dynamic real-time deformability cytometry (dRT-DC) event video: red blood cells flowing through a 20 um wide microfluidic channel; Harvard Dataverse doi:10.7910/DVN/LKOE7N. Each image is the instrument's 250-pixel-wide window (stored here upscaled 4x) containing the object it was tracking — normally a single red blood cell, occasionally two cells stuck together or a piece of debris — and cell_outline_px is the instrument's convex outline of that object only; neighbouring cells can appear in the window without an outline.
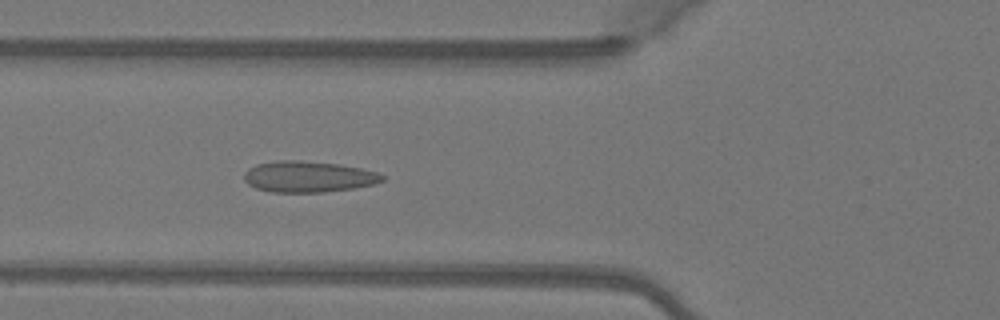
{"species": "Egyptian fruit bat (a non-hibernating species)", "species_latin": "Rousettus aegyptiacus", "temperature_condition": "warm", "stored_images_in_passage": 49, "camera_frame_rate_fps": 3000, "um_per_image_px": 0.085, "animal": {"sex": "female"}, "frame": {"image": 1, "passage_image": 18, "time_ms": 5.667, "image_size_px": [1000, 320], "cell_outline_px": [[384, 180], [372, 184], [352, 188], [324, 192], [272, 192], [256, 188], [248, 184], [244, 180], [244, 172], [248, 168], [256, 164], [280, 160], [300, 160], [340, 164], [360, 168], [376, 172], [384, 176]], "centroid_in_image_um": [26.17, 15.01], "position_along_channel_um": 99.6, "area_um2": 24.97}}
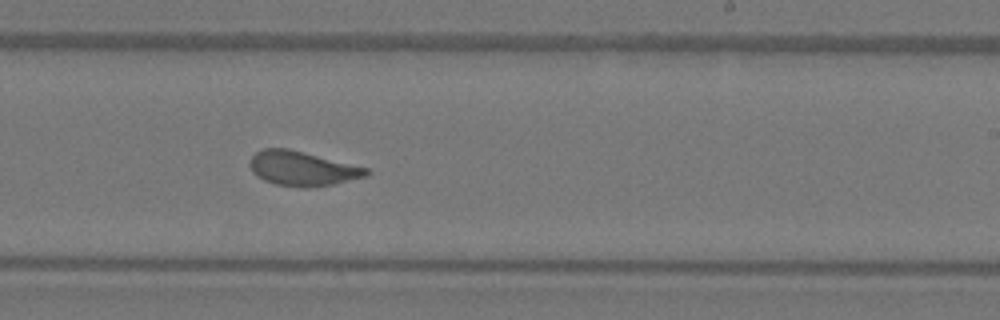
{"frame": {"image": 2, "passage_image": 30, "time_ms": 9.667, "image_size_px": [1000, 320], "cell_outline_px": [[372, 172], [368, 176], [332, 184], [308, 188], [304, 188], [276, 184], [264, 180], [256, 176], [252, 172], [248, 164], [252, 156], [256, 152], [264, 148], [288, 148], [368, 168]], "centroid_in_image_um": [25.68, 14.32], "position_along_channel_um": 263.3, "area_um2": 23.47}}
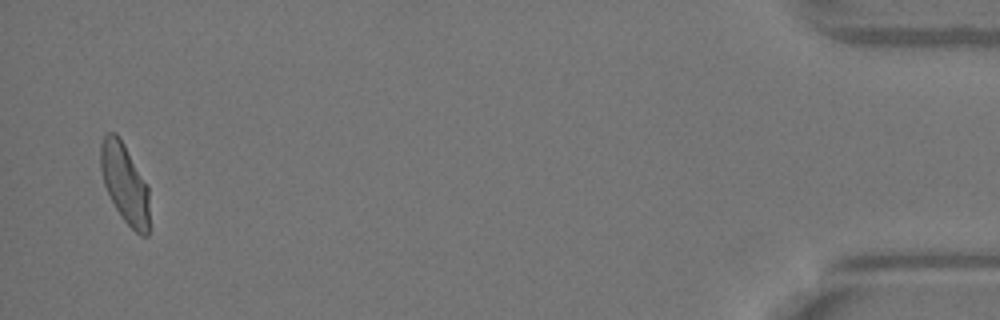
{"frame": {"image": 3, "passage_image": 48, "time_ms": 15.667, "image_size_px": [1000, 320], "cell_outline_px": [[148, 236], [140, 236], [124, 220], [116, 208], [104, 184], [100, 168], [100, 144], [104, 136], [108, 132], [116, 132], [124, 144], [148, 188]], "centroid_in_image_um": [10.58, 15.57], "position_along_channel_um": 424.6, "area_um2": 22.14}, "authors_computed_cell_mechanics": {"area_um2": 23.8714, "velocity_mm_per_s": 4.0939, "shape_relaxation_time_tau1_ms": 8.0822, "shape_relaxation_time_tau2_ms": null, "deformation_change_tau1": 0.2077, "deformation_change_tau2": null}}